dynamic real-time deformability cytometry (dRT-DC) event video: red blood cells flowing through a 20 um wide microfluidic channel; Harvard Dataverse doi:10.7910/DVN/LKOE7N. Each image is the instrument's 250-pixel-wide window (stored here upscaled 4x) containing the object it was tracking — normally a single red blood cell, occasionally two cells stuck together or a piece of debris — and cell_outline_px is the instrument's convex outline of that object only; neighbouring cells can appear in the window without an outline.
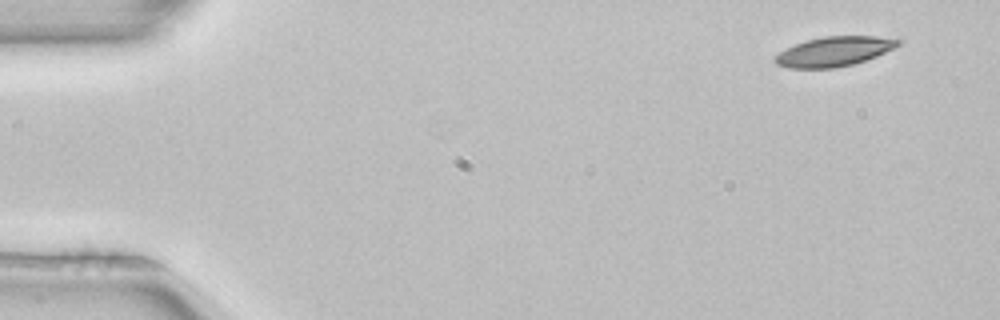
{"species": "common noctule bat (a hibernating species)", "species_latin": "Nyctalus noctula", "temperature_condition": "room temperature", "stored_images_in_passage": 2, "camera_frame_rate_fps": 3000, "um_per_image_px": 0.085, "animal": {"sex": "female", "body_mass_g": 22.7, "forearm_length_mm": 54.2}, "frame": {"image": 1, "passage_image": 1, "time_ms": 0.0, "image_size_px": [1000, 320], "cell_outline_px": [[904, 40], [896, 48], [876, 56], [852, 64], [836, 68], [788, 68], [776, 64], [772, 60], [780, 52], [796, 44], [808, 40], [824, 36], [876, 36]], "centroid_in_image_um": [70.93, 4.37], "position_along_channel_um": 14.1, "area_um2": 21.15}}